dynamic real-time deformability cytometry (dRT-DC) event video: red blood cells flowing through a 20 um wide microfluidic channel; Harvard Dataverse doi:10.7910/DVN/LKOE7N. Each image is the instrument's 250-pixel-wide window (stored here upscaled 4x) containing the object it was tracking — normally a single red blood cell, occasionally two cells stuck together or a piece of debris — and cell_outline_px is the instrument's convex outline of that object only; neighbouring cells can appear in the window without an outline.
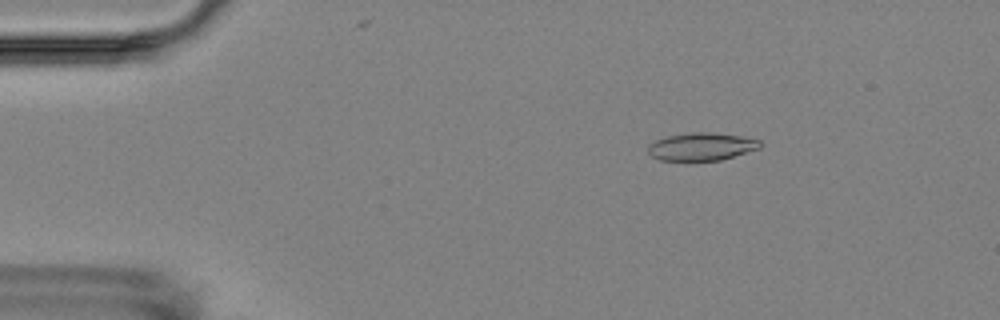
{"species": "Egyptian fruit bat (a non-hibernating species)", "species_latin": "Rousettus aegyptiacus", "temperature_condition": "room temperature", "stored_images_in_passage": 6, "camera_frame_rate_fps": 3000, "um_per_image_px": 0.085, "animal": {"sex": "female"}, "frame": {"image": 1, "passage_image": 3, "time_ms": 2.333, "image_size_px": [1000, 320], "cell_outline_px": [[760, 148], [720, 160], [660, 160], [652, 156], [648, 152], [648, 144], [656, 140], [668, 136], [692, 132], [712, 132], [740, 136], [760, 140]], "centroid_in_image_um": [59.61, 12.45], "position_along_channel_um": 25.4, "area_um2": 17.92}}
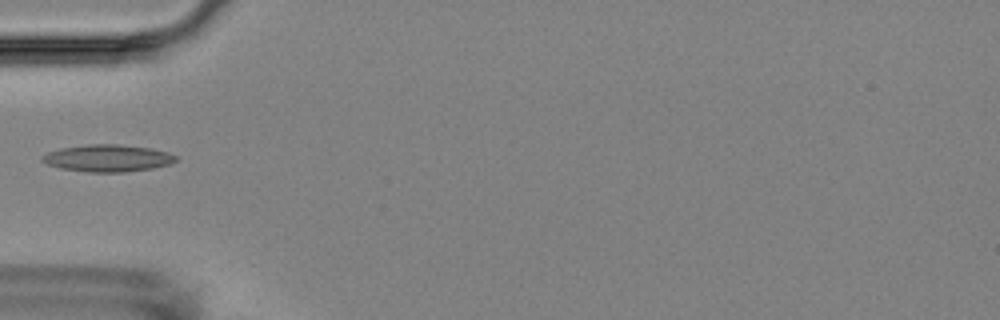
{"frame": {"image": 2, "passage_image": 6, "time_ms": 5.667, "image_size_px": [1000, 320], "cell_outline_px": [[176, 160], [168, 164], [152, 168], [124, 172], [92, 172], [60, 168], [48, 164], [40, 160], [40, 156], [48, 152], [60, 148], [88, 144], [116, 144], [152, 148], [168, 152], [176, 156]], "centroid_in_image_um": [9.12, 13.43], "position_along_channel_um": 75.9, "area_um2": 20.98}}